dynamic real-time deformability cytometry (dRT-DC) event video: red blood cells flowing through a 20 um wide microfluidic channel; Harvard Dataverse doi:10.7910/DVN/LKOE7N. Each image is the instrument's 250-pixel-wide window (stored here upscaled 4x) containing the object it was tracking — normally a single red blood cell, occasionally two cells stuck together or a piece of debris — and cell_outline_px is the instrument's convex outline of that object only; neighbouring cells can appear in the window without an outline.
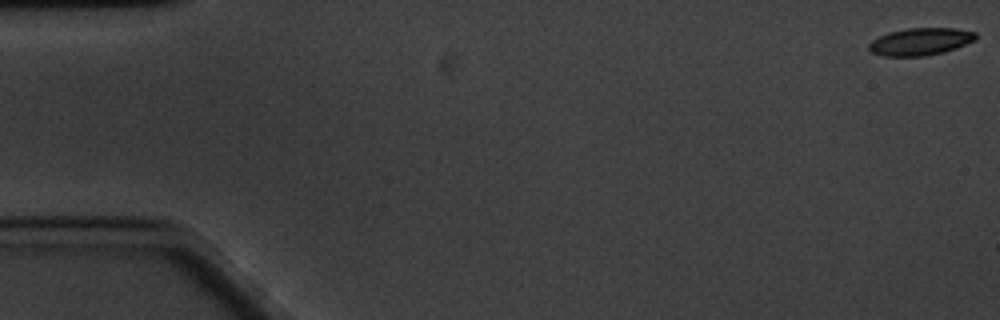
{"species": "common noctule bat (a hibernating species)", "species_latin": "Nyctalus noctula", "temperature_condition": "cold", "stored_images_in_passage": 8, "camera_frame_rate_fps": 3000, "um_per_image_px": 0.085, "animal": {"sex": "male", "body_mass_g": 20.1, "forearm_length_mm": 53.5}, "frame": {"image": 1, "passage_image": 1, "time_ms": 0.0, "image_size_px": [1000, 320], "cell_outline_px": [[976, 40], [956, 48], [944, 52], [924, 56], [880, 56], [872, 52], [868, 48], [868, 44], [872, 40], [888, 32], [908, 28], [956, 28], [976, 32]], "centroid_in_image_um": [78.23, 3.53], "position_along_channel_um": 6.8, "area_um2": 17.11}}